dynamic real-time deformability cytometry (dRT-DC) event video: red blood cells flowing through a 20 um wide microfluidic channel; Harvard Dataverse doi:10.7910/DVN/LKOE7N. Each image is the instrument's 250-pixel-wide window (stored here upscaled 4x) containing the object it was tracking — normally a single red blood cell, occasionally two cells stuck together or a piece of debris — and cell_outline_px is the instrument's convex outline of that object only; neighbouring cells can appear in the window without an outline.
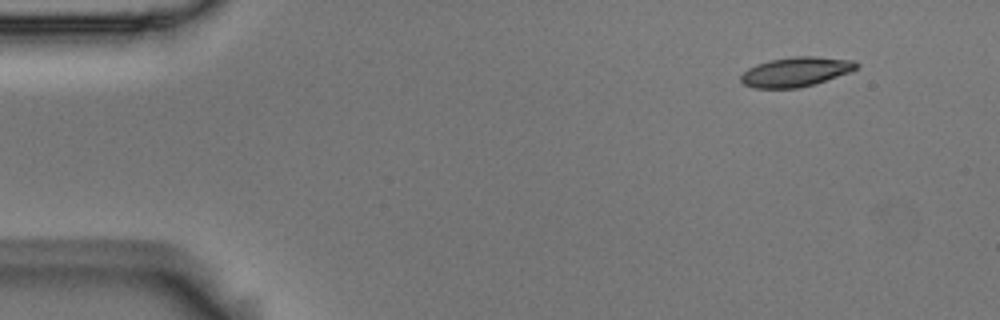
{"species": "Egyptian fruit bat (a non-hibernating species)", "species_latin": "Rousettus aegyptiacus", "temperature_condition": "room temperature", "stored_images_in_passage": 4, "camera_frame_rate_fps": 3000, "um_per_image_px": 0.085, "animal": {"sex": "male"}, "frame": {"image": 1, "passage_image": 1, "time_ms": 0.0, "image_size_px": [1000, 320], "cell_outline_px": [[860, 64], [852, 72], [800, 88], [752, 88], [744, 84], [740, 80], [740, 76], [748, 68], [756, 64], [768, 60], [792, 56], [816, 56], [856, 60]], "centroid_in_image_um": [67.67, 6.09], "position_along_channel_um": 17.3, "area_um2": 20.17}}
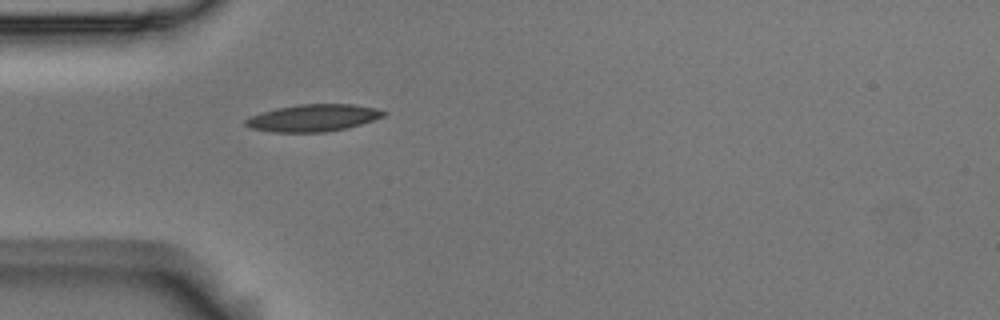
{"frame": {"image": 2, "passage_image": 4, "time_ms": 1.0, "image_size_px": [1000, 320], "cell_outline_px": [[388, 112], [384, 116], [348, 128], [324, 132], [272, 132], [252, 128], [244, 124], [244, 120], [248, 116], [276, 108], [300, 104], [352, 104], [376, 108]], "centroid_in_image_um": [26.6, 10.02], "position_along_channel_um": 58.4, "area_um2": 21.79}}